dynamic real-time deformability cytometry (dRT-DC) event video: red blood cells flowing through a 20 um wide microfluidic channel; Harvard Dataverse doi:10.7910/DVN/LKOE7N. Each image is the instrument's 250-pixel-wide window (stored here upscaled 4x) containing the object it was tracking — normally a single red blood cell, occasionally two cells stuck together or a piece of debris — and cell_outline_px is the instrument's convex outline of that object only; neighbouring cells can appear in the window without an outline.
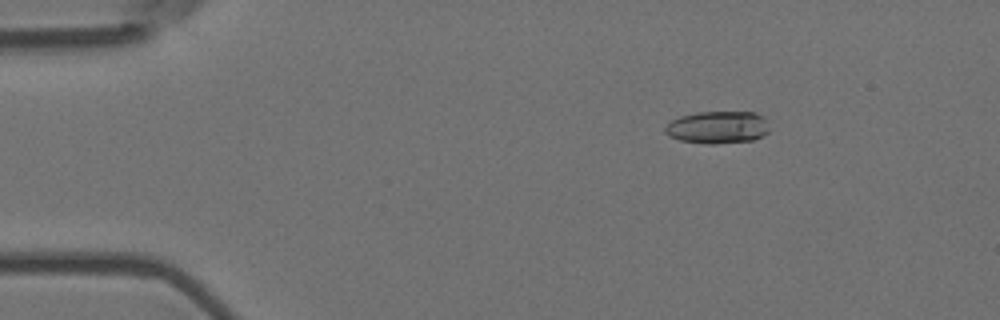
{"species": "Egyptian fruit bat (a non-hibernating species)", "species_latin": "Rousettus aegyptiacus", "temperature_condition": "room temperature", "stored_images_in_passage": 5, "camera_frame_rate_fps": 3000, "um_per_image_px": 0.085, "animal": {"sex": "female"}, "frame": {"image": 1, "passage_image": 3, "time_ms": 0.667, "image_size_px": [1000, 320], "cell_outline_px": [[768, 132], [752, 140], [716, 144], [708, 144], [680, 140], [668, 136], [664, 132], [664, 128], [672, 120], [680, 116], [696, 112], [756, 112], [764, 116], [768, 120]], "centroid_in_image_um": [61.01, 10.81], "position_along_channel_um": 24.0, "area_um2": 19.83}}